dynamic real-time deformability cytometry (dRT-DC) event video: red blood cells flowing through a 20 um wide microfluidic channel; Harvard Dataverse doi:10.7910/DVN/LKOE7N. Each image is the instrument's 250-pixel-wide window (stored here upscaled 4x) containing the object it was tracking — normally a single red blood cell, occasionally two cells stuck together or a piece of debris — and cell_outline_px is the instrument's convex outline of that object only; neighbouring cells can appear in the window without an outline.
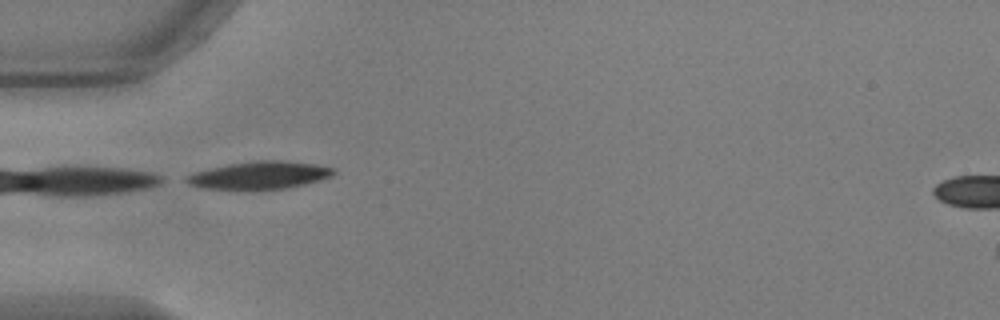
{"species": "common noctule bat (a hibernating species)", "species_latin": "Nyctalus noctula", "temperature_condition": "warm", "stored_images_in_passage": 37, "camera_frame_rate_fps": 3000, "um_per_image_px": 0.085, "animal": {"sex": "male", "body_mass_g": 17.9, "forearm_length_mm": 54.2}, "frame": {"image": 1, "passage_image": 1, "time_ms": 0.0, "image_size_px": [1000, 320], "cell_outline_px": [[336, 172], [332, 176], [320, 180], [304, 184], [284, 188], [204, 188], [188, 184], [180, 180], [184, 176], [192, 172], [208, 168], [228, 164], [252, 160], [288, 160], [316, 164], [336, 168]], "centroid_in_image_um": [22.03, 14.86], "position_along_channel_um": 63.0, "area_um2": 23.76}}
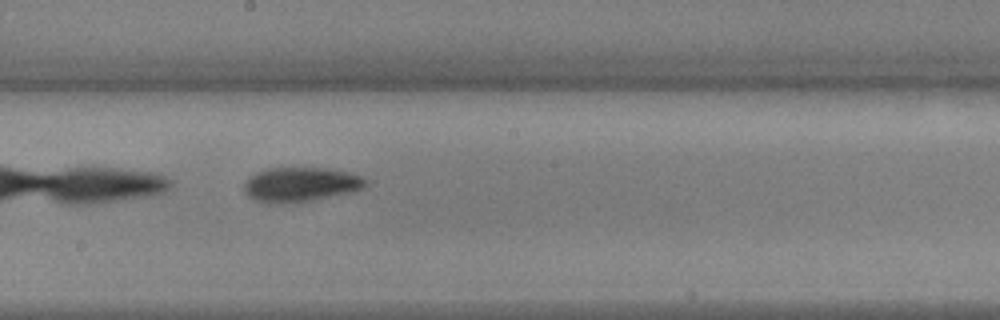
{"frame": {"image": 2, "passage_image": 14, "time_ms": 4.333, "image_size_px": [1000, 320], "cell_outline_px": [[368, 184], [364, 188], [352, 192], [308, 200], [280, 204], [268, 204], [252, 200], [244, 192], [244, 184], [248, 176], [256, 172], [268, 168], [324, 168], [344, 172], [360, 176], [368, 180]], "centroid_in_image_um": [25.48, 15.69], "position_along_channel_um": 222.7, "area_um2": 24.45}}
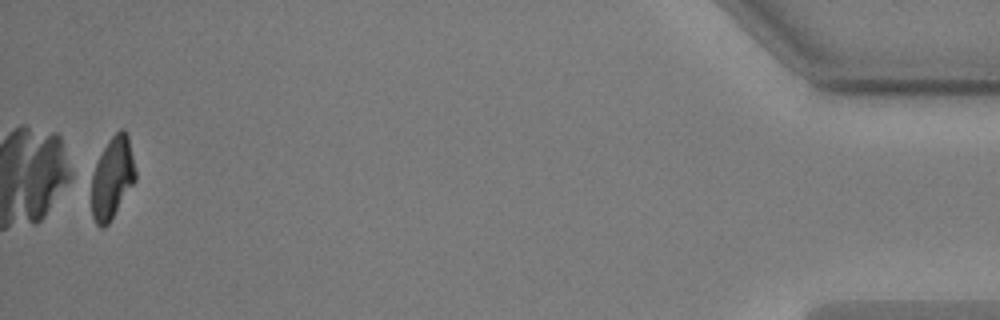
{"frame": {"image": 3, "passage_image": 37, "time_ms": 12.0, "image_size_px": [1000, 320], "cell_outline_px": [[136, 180], [108, 224], [104, 228], [100, 228], [96, 224], [92, 216], [84, 176], [112, 136], [120, 128], [124, 128], [128, 136], [136, 172]], "centroid_in_image_um": [9.4, 15.15], "position_along_channel_um": 425.8, "area_um2": 22.6}, "authors_computed_cell_mechanics": {"area_um2": 23.3512, "velocity_mm_per_s": 3.7219, "shape_relaxation_time_tau1_ms": 3.3553, "shape_relaxation_time_tau2_ms": 2.4107, "deformation_change_tau1": 0.1462, "deformation_change_tau2": 0.0779}}